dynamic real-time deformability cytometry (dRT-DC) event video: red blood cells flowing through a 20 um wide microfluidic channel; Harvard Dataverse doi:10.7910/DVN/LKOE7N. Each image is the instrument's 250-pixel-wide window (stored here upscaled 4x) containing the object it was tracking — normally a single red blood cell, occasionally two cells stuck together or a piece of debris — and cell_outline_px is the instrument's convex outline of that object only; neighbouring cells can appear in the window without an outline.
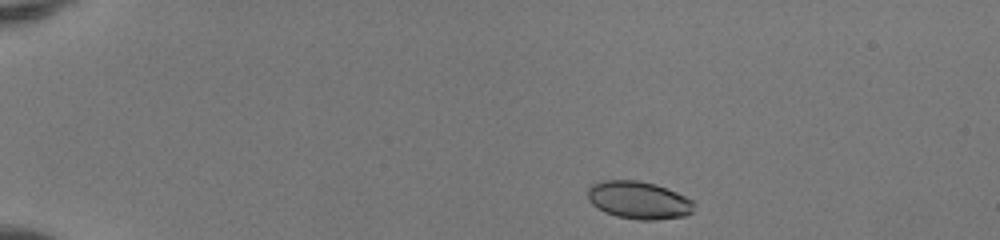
{"species": "human", "species_latin": "Homo sapiens", "temperature_condition": "room temperature", "stored_images_in_passage": 43, "camera_frame_rate_fps": 3000, "um_per_image_px": 0.085, "donor": {"sex": "female"}, "frame": {"image": 1, "passage_image": 2, "time_ms": 0.333, "image_size_px": [1000, 240], "cell_outline_px": [[696, 204], [692, 212], [684, 216], [656, 220], [636, 220], [616, 216], [604, 212], [592, 204], [588, 200], [588, 184], [600, 180], [636, 180], [656, 184], [676, 192], [692, 200]], "centroid_in_image_um": [54.26, 17.01], "position_along_channel_um": 30.7, "area_um2": 23.64}}
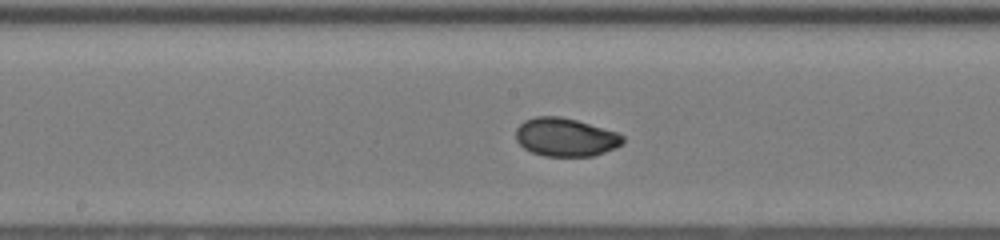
{"frame": {"image": 2, "passage_image": 21, "time_ms": 6.667, "image_size_px": [1000, 240], "cell_outline_px": [[624, 144], [616, 148], [592, 156], [544, 156], [532, 152], [524, 148], [516, 140], [516, 128], [524, 120], [536, 116], [560, 116], [576, 120], [616, 132], [624, 136]], "centroid_in_image_um": [48.07, 11.66], "position_along_channel_um": 200.1, "area_um2": 23.93}}
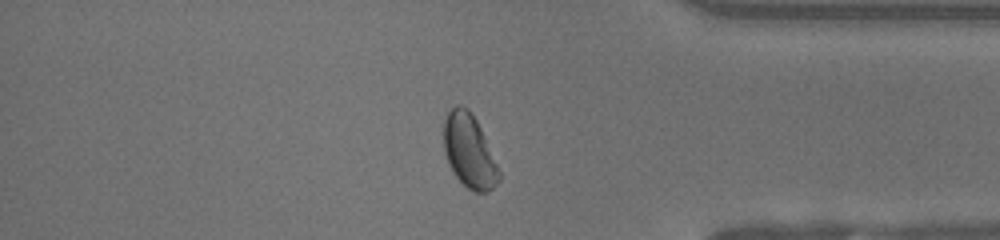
{"frame": {"image": 3, "passage_image": 36, "time_ms": 11.667, "image_size_px": [1000, 240], "cell_outline_px": [[500, 180], [488, 192], [472, 192], [452, 172], [448, 164], [444, 152], [444, 120], [448, 112], [456, 104], [460, 104], [468, 108], [476, 120], [480, 128], [500, 172]], "centroid_in_image_um": [39.86, 12.85], "position_along_channel_um": 395.3, "area_um2": 23.47}, "authors_computed_cell_mechanics": {"area_um2": 23.5246, "velocity_mm_per_s": 4.159, "shape_relaxation_time_tau1_ms": 4.5379, "shape_relaxation_time_tau2_ms": null, "deformation_change_tau1": 0.1321, "deformation_change_tau2": null}}